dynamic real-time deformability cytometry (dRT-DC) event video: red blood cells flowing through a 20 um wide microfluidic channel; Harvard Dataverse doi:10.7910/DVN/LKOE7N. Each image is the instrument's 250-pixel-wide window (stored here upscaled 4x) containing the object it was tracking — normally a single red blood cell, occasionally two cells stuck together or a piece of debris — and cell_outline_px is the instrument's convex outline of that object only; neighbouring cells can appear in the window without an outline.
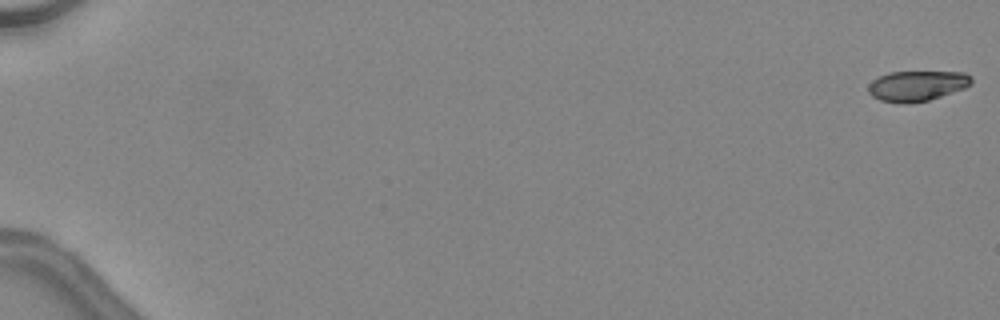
{"species": "common noctule bat (a hibernating species)", "species_latin": "Nyctalus noctula", "temperature_condition": "warm", "stored_images_in_passage": 48, "camera_frame_rate_fps": 3000, "um_per_image_px": 0.085, "animal": {"sex": "female", "body_mass_g": 24.6, "forearm_length_mm": 56.2}, "frame": {"image": 1, "passage_image": 1, "time_ms": 0.0, "image_size_px": [1000, 320], "cell_outline_px": [[972, 84], [964, 88], [928, 100], [904, 104], [900, 104], [880, 100], [872, 96], [868, 92], [868, 84], [872, 80], [888, 72], [964, 72], [972, 76]], "centroid_in_image_um": [77.93, 7.29], "position_along_channel_um": 7.1, "area_um2": 18.26}}
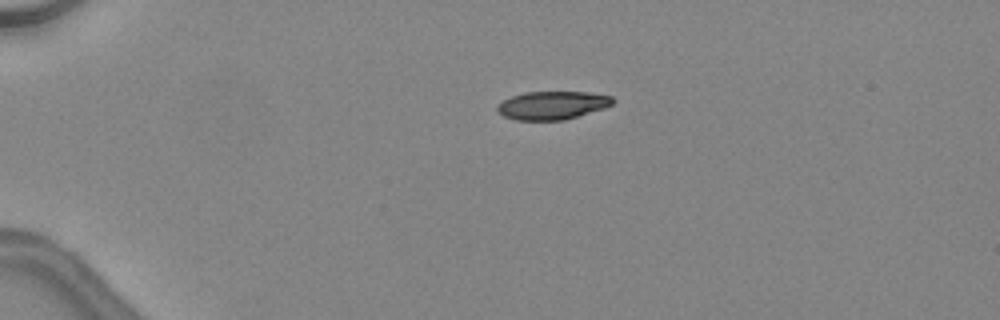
{"frame": {"image": 2, "passage_image": 13, "time_ms": 4.0, "image_size_px": [1000, 320], "cell_outline_px": [[616, 100], [612, 104], [604, 108], [580, 116], [564, 120], [516, 120], [504, 116], [496, 112], [496, 108], [504, 100], [512, 96], [524, 92], [588, 92], [612, 96]], "centroid_in_image_um": [46.97, 8.95], "position_along_channel_um": 38.0, "area_um2": 19.07}}
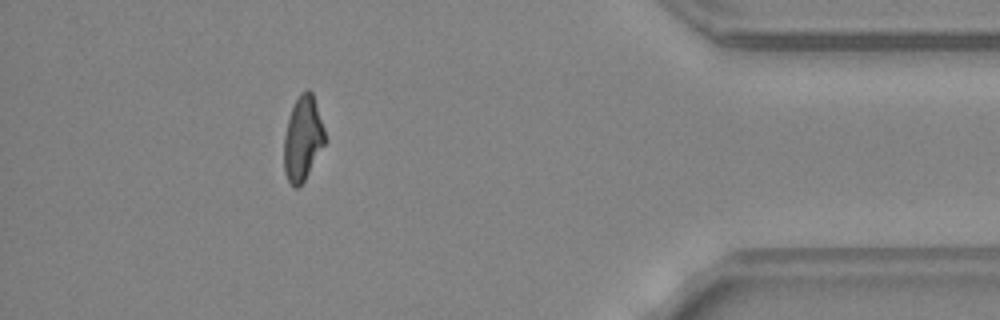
{"frame": {"image": 3, "passage_image": 44, "time_ms": 14.333, "image_size_px": [1000, 320], "cell_outline_px": [[324, 144], [304, 180], [296, 188], [292, 188], [284, 172], [284, 136], [288, 120], [292, 108], [300, 92], [308, 88], [312, 92], [324, 128]], "centroid_in_image_um": [25.71, 11.76], "position_along_channel_um": 409.5, "area_um2": 19.77}, "authors_computed_cell_mechanics": {"area_um2": 20.3167, "velocity_mm_per_s": 4.5658, "shape_relaxation_time_tau1_ms": 5.5354, "shape_relaxation_time_tau2_ms": 2.2872, "deformation_change_tau1": 0.217, "deformation_change_tau2": 0.1073}}